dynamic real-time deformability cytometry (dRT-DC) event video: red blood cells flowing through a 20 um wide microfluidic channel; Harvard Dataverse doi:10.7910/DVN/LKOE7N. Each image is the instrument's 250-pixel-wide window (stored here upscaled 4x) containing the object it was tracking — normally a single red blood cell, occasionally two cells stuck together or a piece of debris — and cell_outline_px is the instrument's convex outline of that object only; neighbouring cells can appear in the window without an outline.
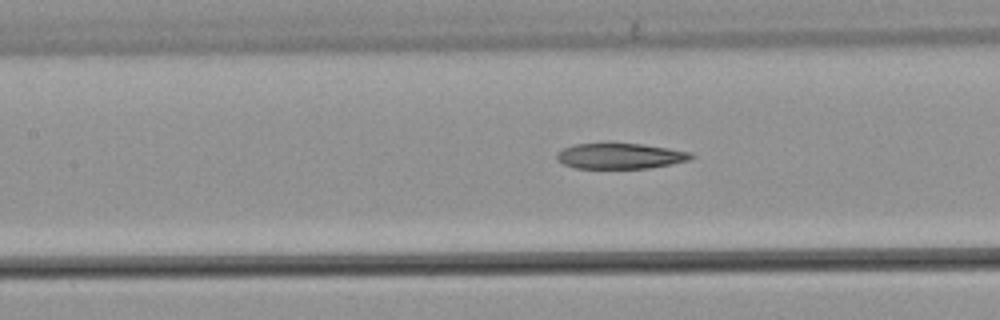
{"species": "common noctule bat (a hibernating species)", "species_latin": "Nyctalus noctula", "temperature_condition": "warm", "stored_images_in_passage": 43, "camera_frame_rate_fps": 3000, "um_per_image_px": 0.085, "animal": {"sex": "male", "body_mass_g": 21.5, "forearm_length_mm": 52.0}, "frame": {"image": 1, "passage_image": 25, "time_ms": 8.0, "image_size_px": [1000, 320], "cell_outline_px": [[696, 156], [688, 160], [648, 168], [576, 168], [564, 164], [556, 160], [556, 152], [572, 144], [644, 144], [692, 152]], "centroid_in_image_um": [52.69, 13.26], "position_along_channel_um": 154.7, "area_um2": 19.88}}